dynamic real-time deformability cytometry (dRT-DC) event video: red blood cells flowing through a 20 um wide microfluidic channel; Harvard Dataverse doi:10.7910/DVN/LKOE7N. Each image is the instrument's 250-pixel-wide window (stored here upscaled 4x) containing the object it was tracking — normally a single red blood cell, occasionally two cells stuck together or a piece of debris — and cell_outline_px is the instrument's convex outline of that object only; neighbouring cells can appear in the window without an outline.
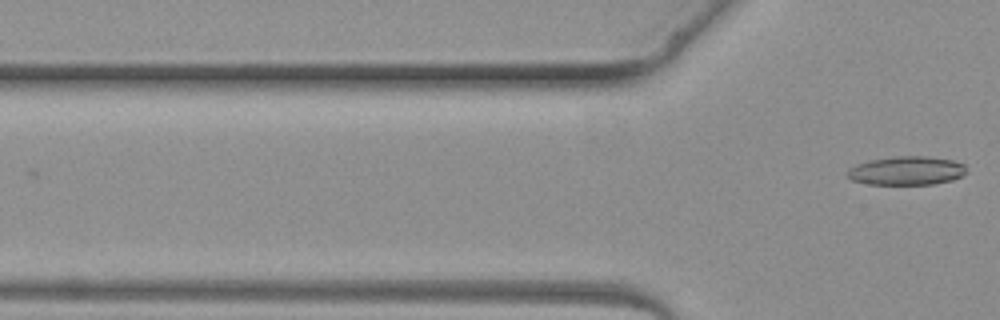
{"species": "common noctule bat (a hibernating species)", "species_latin": "Nyctalus noctula", "temperature_condition": "warm", "stored_images_in_passage": 4, "camera_frame_rate_fps": 3000, "um_per_image_px": 0.085, "animal": {"sex": "female", "body_mass_g": 19.3, "forearm_length_mm": 54.1}, "frame": {"image": 1, "passage_image": 4, "time_ms": 3.667, "image_size_px": [1000, 320], "cell_outline_px": [[964, 172], [960, 176], [952, 180], [932, 184], [868, 184], [852, 180], [848, 176], [848, 168], [856, 164], [868, 160], [896, 156], [928, 156], [952, 160], [964, 164]], "centroid_in_image_um": [77.02, 14.5], "position_along_channel_um": 48.8, "area_um2": 19.77}}